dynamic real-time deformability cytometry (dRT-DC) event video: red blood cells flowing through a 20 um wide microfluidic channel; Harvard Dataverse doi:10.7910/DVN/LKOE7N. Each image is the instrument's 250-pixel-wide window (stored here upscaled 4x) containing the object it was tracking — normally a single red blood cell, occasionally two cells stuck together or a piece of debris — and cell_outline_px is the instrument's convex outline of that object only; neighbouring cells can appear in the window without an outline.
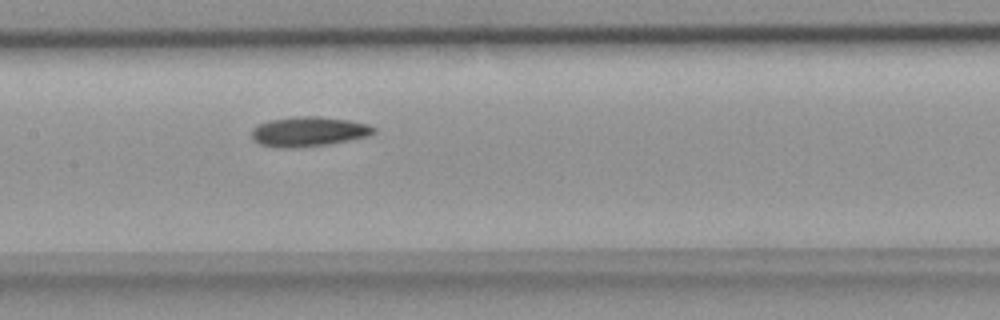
{"species": "common noctule bat (a hibernating species)", "species_latin": "Nyctalus noctula", "temperature_condition": "room temperature", "stored_images_in_passage": 16, "camera_frame_rate_fps": 3000, "um_per_image_px": 0.085, "animal": {"sex": "female", "body_mass_g": 18.4}, "frame": {"image": 1, "passage_image": 10, "time_ms": 3.0, "image_size_px": [1000, 320], "cell_outline_px": [[376, 132], [368, 136], [328, 144], [292, 148], [276, 148], [260, 144], [252, 140], [252, 128], [268, 120], [296, 116], [320, 116], [348, 120], [368, 124], [376, 128]], "centroid_in_image_um": [26.21, 11.18], "position_along_channel_um": 181.2, "area_um2": 21.27}}